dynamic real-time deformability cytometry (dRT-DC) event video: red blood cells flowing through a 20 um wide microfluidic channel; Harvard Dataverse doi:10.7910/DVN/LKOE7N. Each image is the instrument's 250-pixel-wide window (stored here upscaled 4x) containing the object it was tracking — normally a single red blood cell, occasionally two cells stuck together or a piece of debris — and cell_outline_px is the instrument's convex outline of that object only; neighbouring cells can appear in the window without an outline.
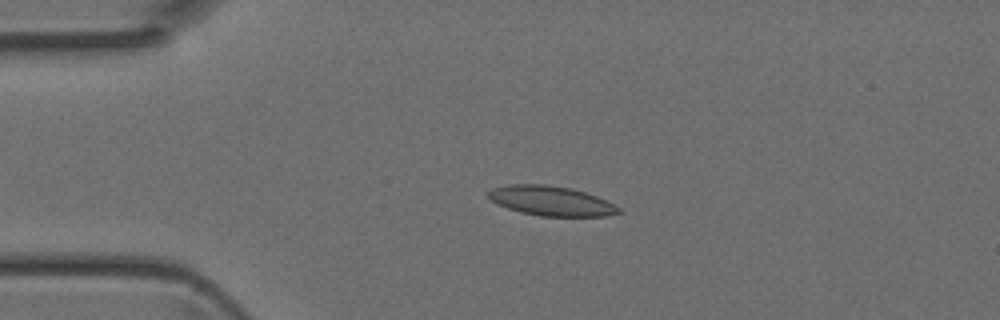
{"species": "Egyptian fruit bat (a non-hibernating species)", "species_latin": "Rousettus aegyptiacus", "temperature_condition": "room temperature", "stored_images_in_passage": 5, "camera_frame_rate_fps": 3000, "um_per_image_px": 0.085, "animal": {"sex": "female"}, "frame": {"image": 1, "passage_image": 3, "time_ms": 0.667, "image_size_px": [1000, 320], "cell_outline_px": [[624, 212], [608, 216], [540, 216], [520, 212], [496, 204], [488, 200], [484, 192], [492, 188], [508, 184], [548, 184], [572, 188], [596, 196], [620, 208]], "centroid_in_image_um": [46.77, 17.07], "position_along_channel_um": 38.2, "area_um2": 22.89}}
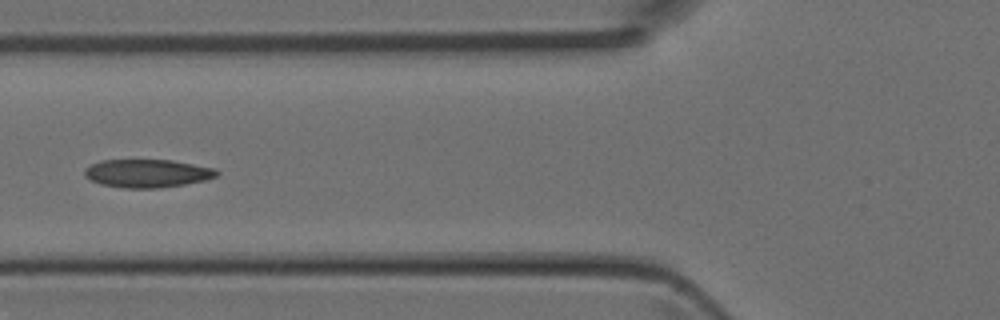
{"frame": {"image": 2, "passage_image": 5, "time_ms": 1.333, "image_size_px": [1000, 320], "cell_outline_px": [[220, 172], [216, 176], [208, 180], [160, 188], [124, 188], [100, 184], [84, 176], [84, 168], [100, 160], [172, 160], [216, 168]], "centroid_in_image_um": [12.54, 14.73], "position_along_channel_um": 113.3, "area_um2": 21.85}}